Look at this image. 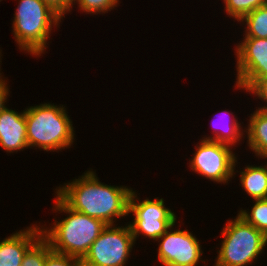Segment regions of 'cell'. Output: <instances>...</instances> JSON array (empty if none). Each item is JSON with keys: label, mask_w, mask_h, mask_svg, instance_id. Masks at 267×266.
Returning <instances> with one entry per match:
<instances>
[{"label": "cell", "mask_w": 267, "mask_h": 266, "mask_svg": "<svg viewBox=\"0 0 267 266\" xmlns=\"http://www.w3.org/2000/svg\"><path fill=\"white\" fill-rule=\"evenodd\" d=\"M98 178L90 168L79 178L56 187L54 193L69 208L99 219L107 225L128 217V202L133 188L108 185Z\"/></svg>", "instance_id": "6da1fadb"}, {"label": "cell", "mask_w": 267, "mask_h": 266, "mask_svg": "<svg viewBox=\"0 0 267 266\" xmlns=\"http://www.w3.org/2000/svg\"><path fill=\"white\" fill-rule=\"evenodd\" d=\"M55 196L52 211H59V214L66 213L67 216L65 215L61 221L54 218V223L50 227L40 225L42 237L50 244L53 252L82 260L107 224L99 219L74 211L56 194Z\"/></svg>", "instance_id": "7a4b0ae2"}, {"label": "cell", "mask_w": 267, "mask_h": 266, "mask_svg": "<svg viewBox=\"0 0 267 266\" xmlns=\"http://www.w3.org/2000/svg\"><path fill=\"white\" fill-rule=\"evenodd\" d=\"M65 107L44 102L25 108L29 148L59 152L72 146L76 134Z\"/></svg>", "instance_id": "3957f363"}, {"label": "cell", "mask_w": 267, "mask_h": 266, "mask_svg": "<svg viewBox=\"0 0 267 266\" xmlns=\"http://www.w3.org/2000/svg\"><path fill=\"white\" fill-rule=\"evenodd\" d=\"M12 33L19 50L31 56L45 54L52 28H60L64 20L56 11L42 0H18Z\"/></svg>", "instance_id": "277c9868"}, {"label": "cell", "mask_w": 267, "mask_h": 266, "mask_svg": "<svg viewBox=\"0 0 267 266\" xmlns=\"http://www.w3.org/2000/svg\"><path fill=\"white\" fill-rule=\"evenodd\" d=\"M221 246L213 266H248L257 261L267 246V236L237 214L223 230Z\"/></svg>", "instance_id": "5b68a950"}, {"label": "cell", "mask_w": 267, "mask_h": 266, "mask_svg": "<svg viewBox=\"0 0 267 266\" xmlns=\"http://www.w3.org/2000/svg\"><path fill=\"white\" fill-rule=\"evenodd\" d=\"M189 160V168L214 183L229 184L235 173L238 158L232 146L212 140L200 139ZM233 148V149H232ZM236 170V171H235Z\"/></svg>", "instance_id": "8992f818"}, {"label": "cell", "mask_w": 267, "mask_h": 266, "mask_svg": "<svg viewBox=\"0 0 267 266\" xmlns=\"http://www.w3.org/2000/svg\"><path fill=\"white\" fill-rule=\"evenodd\" d=\"M132 189L128 202V215L132 213V222L128 223L135 242L139 236L156 241L166 230L177 222V216L164 204L163 198H146L143 201Z\"/></svg>", "instance_id": "52a82bcc"}, {"label": "cell", "mask_w": 267, "mask_h": 266, "mask_svg": "<svg viewBox=\"0 0 267 266\" xmlns=\"http://www.w3.org/2000/svg\"><path fill=\"white\" fill-rule=\"evenodd\" d=\"M107 225L84 256L82 266H126L136 244L129 224Z\"/></svg>", "instance_id": "ba28073f"}, {"label": "cell", "mask_w": 267, "mask_h": 266, "mask_svg": "<svg viewBox=\"0 0 267 266\" xmlns=\"http://www.w3.org/2000/svg\"><path fill=\"white\" fill-rule=\"evenodd\" d=\"M172 224L166 232L156 241L159 243L157 249L158 262L163 266H198L202 259V245L194 234L187 229H174Z\"/></svg>", "instance_id": "9c48e42d"}, {"label": "cell", "mask_w": 267, "mask_h": 266, "mask_svg": "<svg viewBox=\"0 0 267 266\" xmlns=\"http://www.w3.org/2000/svg\"><path fill=\"white\" fill-rule=\"evenodd\" d=\"M236 44V82L233 86L243 90L253 79L267 76V38H242Z\"/></svg>", "instance_id": "30bf717a"}, {"label": "cell", "mask_w": 267, "mask_h": 266, "mask_svg": "<svg viewBox=\"0 0 267 266\" xmlns=\"http://www.w3.org/2000/svg\"><path fill=\"white\" fill-rule=\"evenodd\" d=\"M40 222L0 240V266H21L26 252L42 237Z\"/></svg>", "instance_id": "8fae6325"}, {"label": "cell", "mask_w": 267, "mask_h": 266, "mask_svg": "<svg viewBox=\"0 0 267 266\" xmlns=\"http://www.w3.org/2000/svg\"><path fill=\"white\" fill-rule=\"evenodd\" d=\"M0 147L7 153L29 148L25 109L17 112L6 107L0 111Z\"/></svg>", "instance_id": "7c38bea8"}, {"label": "cell", "mask_w": 267, "mask_h": 266, "mask_svg": "<svg viewBox=\"0 0 267 266\" xmlns=\"http://www.w3.org/2000/svg\"><path fill=\"white\" fill-rule=\"evenodd\" d=\"M219 113H220L219 114L220 116H216V117H218V119H219V117H221L220 120H218L216 118V121H215V118H214V120L211 121V125H212L211 127L213 130V132L211 133L212 135L211 134H210V136L205 135L201 139L212 140V141H216L219 143H224V144L230 145L232 147L236 146V144L237 145L241 144L242 140L246 138L244 136L245 127H244V129L241 127L242 126L241 124H243V122L240 123L238 121V117H236V115H232L234 113L231 111L229 112L228 110L227 111L224 110V111H221ZM224 116L228 117L227 118L228 121L226 120V117H224ZM229 116H231V117H229Z\"/></svg>", "instance_id": "4fadbf2b"}, {"label": "cell", "mask_w": 267, "mask_h": 266, "mask_svg": "<svg viewBox=\"0 0 267 266\" xmlns=\"http://www.w3.org/2000/svg\"><path fill=\"white\" fill-rule=\"evenodd\" d=\"M245 127L247 146L258 159H267V111L256 109Z\"/></svg>", "instance_id": "5bb4252c"}, {"label": "cell", "mask_w": 267, "mask_h": 266, "mask_svg": "<svg viewBox=\"0 0 267 266\" xmlns=\"http://www.w3.org/2000/svg\"><path fill=\"white\" fill-rule=\"evenodd\" d=\"M266 165H245L240 173V186L253 200L267 199V162Z\"/></svg>", "instance_id": "9a60e30c"}, {"label": "cell", "mask_w": 267, "mask_h": 266, "mask_svg": "<svg viewBox=\"0 0 267 266\" xmlns=\"http://www.w3.org/2000/svg\"><path fill=\"white\" fill-rule=\"evenodd\" d=\"M246 29L243 38H267V4L251 11L240 21Z\"/></svg>", "instance_id": "2e32d148"}, {"label": "cell", "mask_w": 267, "mask_h": 266, "mask_svg": "<svg viewBox=\"0 0 267 266\" xmlns=\"http://www.w3.org/2000/svg\"><path fill=\"white\" fill-rule=\"evenodd\" d=\"M251 210L239 209L238 214L267 236V199L253 200Z\"/></svg>", "instance_id": "e0dca14e"}, {"label": "cell", "mask_w": 267, "mask_h": 266, "mask_svg": "<svg viewBox=\"0 0 267 266\" xmlns=\"http://www.w3.org/2000/svg\"><path fill=\"white\" fill-rule=\"evenodd\" d=\"M228 17L239 21L251 11L266 5L267 0H223Z\"/></svg>", "instance_id": "ac0fdd59"}, {"label": "cell", "mask_w": 267, "mask_h": 266, "mask_svg": "<svg viewBox=\"0 0 267 266\" xmlns=\"http://www.w3.org/2000/svg\"><path fill=\"white\" fill-rule=\"evenodd\" d=\"M52 252L50 244L41 237L24 255L21 266H44L46 257Z\"/></svg>", "instance_id": "d6986e66"}, {"label": "cell", "mask_w": 267, "mask_h": 266, "mask_svg": "<svg viewBox=\"0 0 267 266\" xmlns=\"http://www.w3.org/2000/svg\"><path fill=\"white\" fill-rule=\"evenodd\" d=\"M119 2V0H73L72 8L77 4L78 9L85 14L102 15L118 7Z\"/></svg>", "instance_id": "ffe728a7"}, {"label": "cell", "mask_w": 267, "mask_h": 266, "mask_svg": "<svg viewBox=\"0 0 267 266\" xmlns=\"http://www.w3.org/2000/svg\"><path fill=\"white\" fill-rule=\"evenodd\" d=\"M244 91L251 93L257 98L261 100V102H265V105H261L257 109L267 111V76L260 79H253L244 89Z\"/></svg>", "instance_id": "44dd1931"}, {"label": "cell", "mask_w": 267, "mask_h": 266, "mask_svg": "<svg viewBox=\"0 0 267 266\" xmlns=\"http://www.w3.org/2000/svg\"><path fill=\"white\" fill-rule=\"evenodd\" d=\"M44 266H82L79 258L51 252L45 260Z\"/></svg>", "instance_id": "7402d4cb"}, {"label": "cell", "mask_w": 267, "mask_h": 266, "mask_svg": "<svg viewBox=\"0 0 267 266\" xmlns=\"http://www.w3.org/2000/svg\"><path fill=\"white\" fill-rule=\"evenodd\" d=\"M54 11H56L62 18L65 14H69L72 11L73 0H42Z\"/></svg>", "instance_id": "603a6c76"}, {"label": "cell", "mask_w": 267, "mask_h": 266, "mask_svg": "<svg viewBox=\"0 0 267 266\" xmlns=\"http://www.w3.org/2000/svg\"><path fill=\"white\" fill-rule=\"evenodd\" d=\"M8 79H6L5 81L0 82V111L3 110L4 108H6V104H7V100L8 97L10 96V88H9V84H7Z\"/></svg>", "instance_id": "cb8c5ba5"}, {"label": "cell", "mask_w": 267, "mask_h": 266, "mask_svg": "<svg viewBox=\"0 0 267 266\" xmlns=\"http://www.w3.org/2000/svg\"><path fill=\"white\" fill-rule=\"evenodd\" d=\"M2 53V50H1V48H0V82H2V81H5L6 80V78L5 77H3V72L1 71V63H2V55L3 54H1ZM2 72V73H1Z\"/></svg>", "instance_id": "d4e9b609"}]
</instances>
